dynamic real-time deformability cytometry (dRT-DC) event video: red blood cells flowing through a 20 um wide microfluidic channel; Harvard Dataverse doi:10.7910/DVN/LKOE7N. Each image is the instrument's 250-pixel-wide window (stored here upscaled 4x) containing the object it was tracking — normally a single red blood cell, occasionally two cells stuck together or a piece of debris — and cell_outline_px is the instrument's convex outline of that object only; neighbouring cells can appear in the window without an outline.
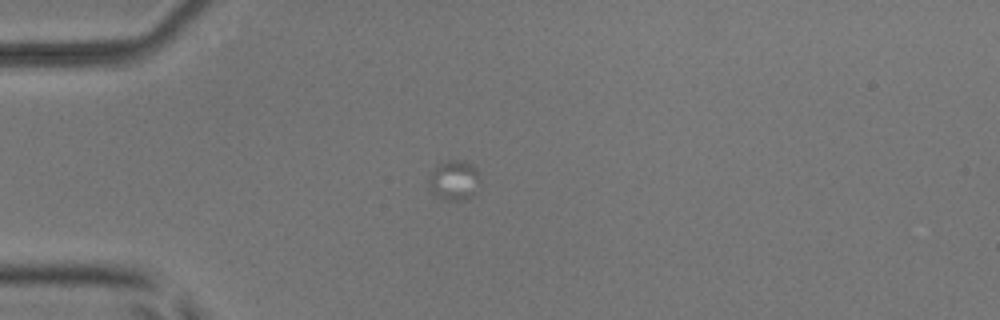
{"species": "common noctule bat (a hibernating species)", "species_latin": "Nyctalus noctula", "temperature_condition": "room temperature", "stored_images_in_passage": 1, "camera_frame_rate_fps": 3000, "um_per_image_px": 0.085, "animal": {"sex": "male", "body_mass_g": 17.9, "forearm_length_mm": 54.2}, "frame": {"image": 1, "passage_image": 1, "time_ms": 0.0, "image_size_px": [1000, 320], "cell_outline_px": [[480, 172], [476, 192], [472, 196], [464, 200], [448, 200], [436, 196], [432, 192], [428, 184], [428, 176], [440, 164], [448, 160], [464, 160], [476, 168]], "centroid_in_image_um": [38.61, 15.33], "position_along_channel_um": 46.4, "area_um2": 11.91}}